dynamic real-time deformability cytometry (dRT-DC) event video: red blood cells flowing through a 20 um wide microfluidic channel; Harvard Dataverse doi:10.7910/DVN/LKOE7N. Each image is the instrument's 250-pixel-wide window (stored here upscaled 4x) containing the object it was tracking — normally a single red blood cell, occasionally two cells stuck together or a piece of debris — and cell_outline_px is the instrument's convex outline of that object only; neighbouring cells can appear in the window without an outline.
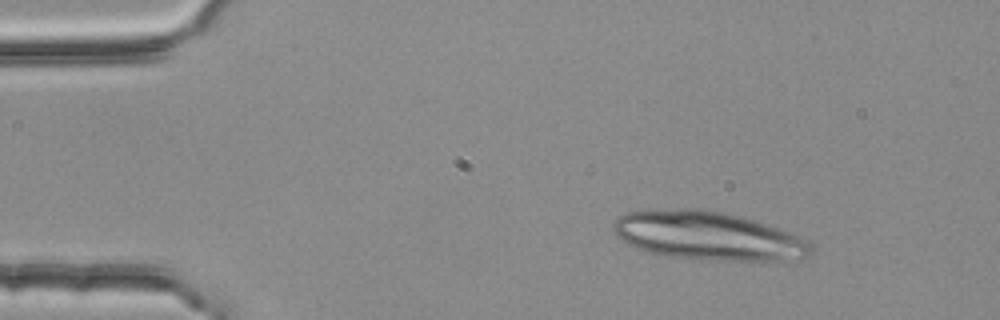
{"species": "common noctule bat (a hibernating species)", "species_latin": "Nyctalus noctula", "temperature_condition": "room temperature", "stored_images_in_passage": 19, "camera_frame_rate_fps": 3000, "um_per_image_px": 0.085, "animal": {"sex": "female", "body_mass_g": 25.1}, "frame": {"image": 1, "passage_image": 6, "time_ms": 1.667, "image_size_px": [1000, 320], "cell_outline_px": [[812, 252], [808, 256], [780, 260], [716, 260], [668, 256], [636, 248], [620, 240], [616, 236], [612, 228], [612, 224], [620, 216], [628, 212], [676, 208], [708, 208], [744, 216], [756, 220], [788, 232], [808, 240], [812, 244]], "centroid_in_image_um": [60.16, 20.02], "position_along_channel_um": 24.8, "area_um2": 55.89}}